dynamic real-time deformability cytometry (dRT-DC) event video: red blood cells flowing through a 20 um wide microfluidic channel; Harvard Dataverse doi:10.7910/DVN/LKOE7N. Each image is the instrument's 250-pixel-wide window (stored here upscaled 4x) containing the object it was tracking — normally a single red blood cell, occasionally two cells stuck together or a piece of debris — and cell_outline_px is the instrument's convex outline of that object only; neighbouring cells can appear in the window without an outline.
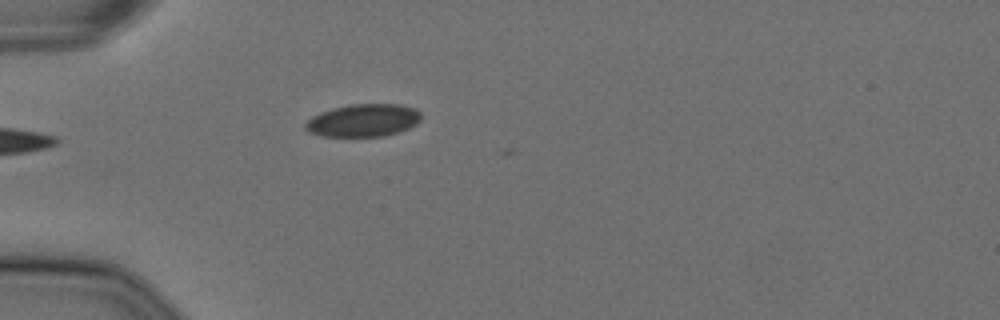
{"species": "Egyptian fruit bat (a non-hibernating species)", "species_latin": "Rousettus aegyptiacus", "temperature_condition": "cold", "stored_images_in_passage": 7, "camera_frame_rate_fps": 3000, "um_per_image_px": 0.085, "animal": {"sex": "female"}, "frame": {"image": 1, "passage_image": 3, "time_ms": 0.667, "image_size_px": [1000, 320], "cell_outline_px": [[420, 120], [416, 124], [400, 132], [384, 136], [324, 136], [308, 132], [304, 128], [304, 124], [312, 116], [320, 112], [332, 108], [352, 104], [400, 104], [416, 108], [420, 112]], "centroid_in_image_um": [30.88, 10.23], "position_along_channel_um": 54.1, "area_um2": 22.14}}
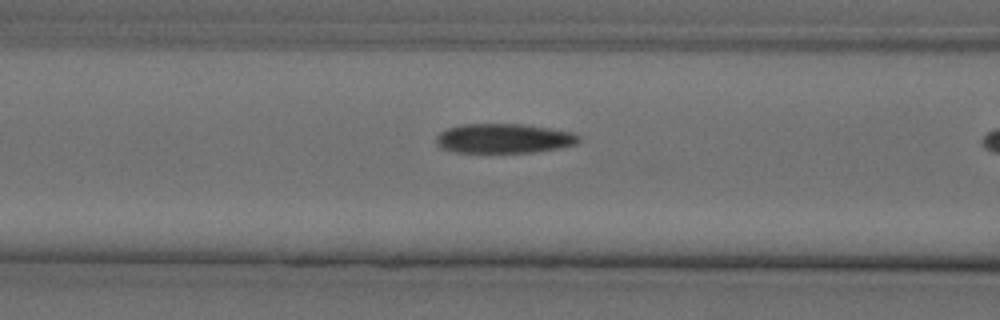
{"frame": {"image": 2, "passage_image": 6, "time_ms": 1.667, "image_size_px": [1000, 320], "cell_outline_px": [[580, 140], [576, 144], [560, 148], [532, 152], [452, 152], [440, 148], [436, 144], [436, 136], [440, 132], [448, 128], [464, 124], [520, 124], [548, 128], [572, 132], [580, 136]], "centroid_in_image_um": [42.8, 11.77], "position_along_channel_um": 123.8, "area_um2": 24.51}}